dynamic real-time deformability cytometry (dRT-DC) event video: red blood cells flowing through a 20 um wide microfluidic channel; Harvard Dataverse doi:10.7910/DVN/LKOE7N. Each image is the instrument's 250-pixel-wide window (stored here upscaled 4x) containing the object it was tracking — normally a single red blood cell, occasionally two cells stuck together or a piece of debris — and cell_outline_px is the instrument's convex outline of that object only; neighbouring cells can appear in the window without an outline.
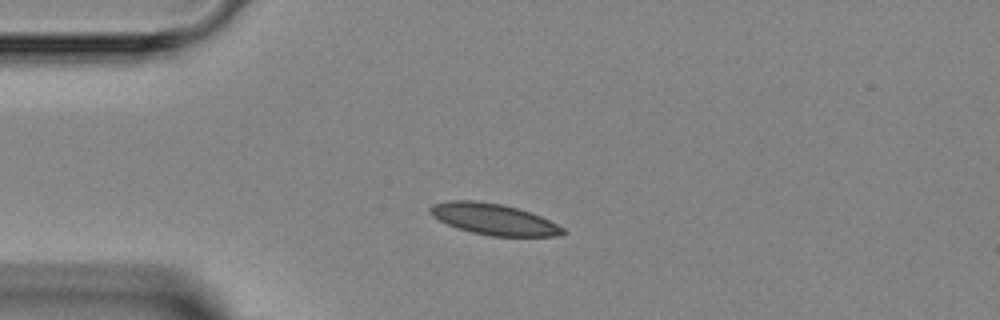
{"species": "Egyptian fruit bat (a non-hibernating species)", "species_latin": "Rousettus aegyptiacus", "temperature_condition": "room temperature", "stored_images_in_passage": 4, "camera_frame_rate_fps": 3000, "um_per_image_px": 0.085, "animal": {"sex": "female"}, "frame": {"image": 1, "passage_image": 2, "time_ms": 1.333, "image_size_px": [1000, 320], "cell_outline_px": [[568, 232], [560, 236], [492, 236], [472, 232], [448, 224], [432, 216], [428, 212], [428, 208], [432, 204], [448, 200], [476, 200], [500, 204], [532, 212], [564, 228]], "centroid_in_image_um": [41.96, 18.62], "position_along_channel_um": 43.0, "area_um2": 24.04}}
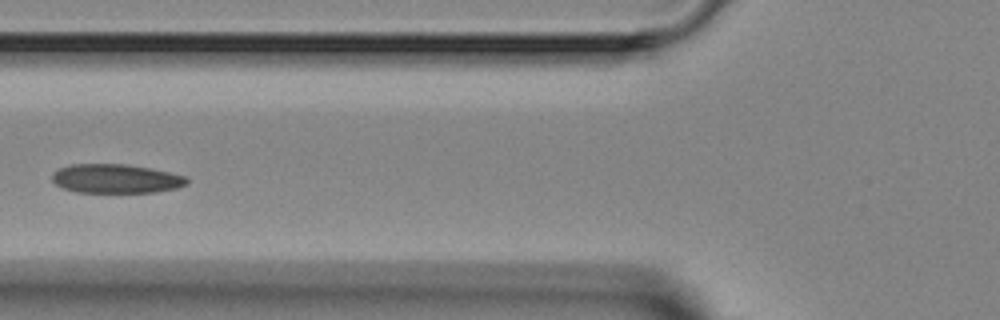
{"frame": {"image": 2, "passage_image": 4, "time_ms": 3.667, "image_size_px": [1000, 320], "cell_outline_px": [[188, 184], [176, 188], [156, 192], [76, 192], [64, 188], [56, 184], [52, 180], [52, 172], [60, 168], [72, 164], [124, 164], [148, 168], [168, 172], [184, 176], [188, 180]], "centroid_in_image_um": [9.83, 15.19], "position_along_channel_um": 116.0, "area_um2": 22.6}}